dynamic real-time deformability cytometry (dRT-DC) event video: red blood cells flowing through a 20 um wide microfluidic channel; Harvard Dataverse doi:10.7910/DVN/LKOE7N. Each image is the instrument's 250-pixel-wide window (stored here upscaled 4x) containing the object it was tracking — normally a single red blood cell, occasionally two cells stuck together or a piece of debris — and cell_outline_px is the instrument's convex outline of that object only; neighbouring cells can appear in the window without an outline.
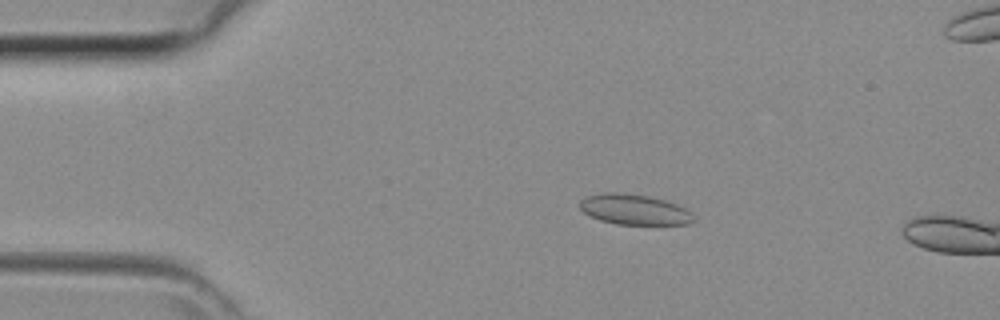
{"species": "common noctule bat (a hibernating species)", "species_latin": "Nyctalus noctula", "temperature_condition": "room temperature", "stored_images_in_passage": 41, "camera_frame_rate_fps": 3000, "um_per_image_px": 0.085, "animal": {"sex": "female", "body_mass_g": 29.2, "forearm_length_mm": 56.3}, "frame": {"image": 1, "passage_image": 8, "time_ms": 2.333, "image_size_px": [1000, 320], "cell_outline_px": [[696, 220], [692, 224], [616, 224], [600, 220], [584, 212], [580, 208], [580, 200], [588, 196], [604, 192], [616, 192], [648, 196], [664, 200], [676, 204], [692, 212]], "centroid_in_image_um": [53.95, 17.81], "position_along_channel_um": 31.1, "area_um2": 20.06}}
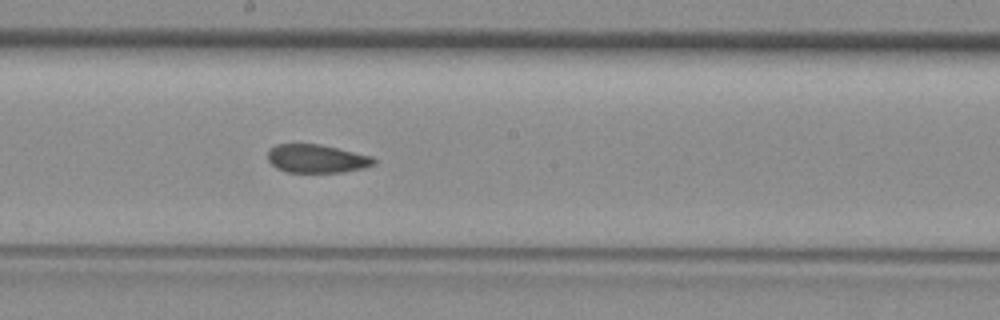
{"frame": {"image": 2, "passage_image": 23, "time_ms": 7.333, "image_size_px": [1000, 320], "cell_outline_px": [[376, 164], [344, 172], [288, 172], [276, 168], [268, 160], [268, 148], [276, 144], [320, 144], [372, 156], [376, 160]], "centroid_in_image_um": [26.89, 13.48], "position_along_channel_um": 221.3, "area_um2": 17.51}}
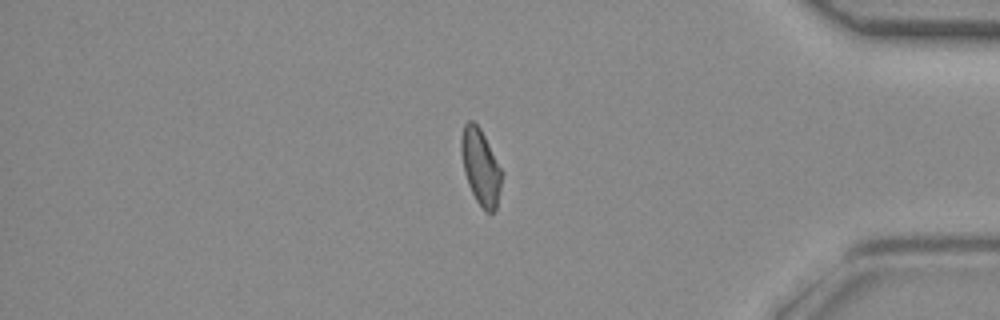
{"frame": {"image": 3, "passage_image": 36, "time_ms": 11.667, "image_size_px": [1000, 320], "cell_outline_px": [[504, 172], [496, 212], [484, 212], [476, 200], [468, 184], [464, 172], [460, 152], [460, 140], [464, 124], [468, 120], [472, 120], [480, 128]], "centroid_in_image_um": [40.87, 14.21], "position_along_channel_um": 394.3, "area_um2": 18.32}}